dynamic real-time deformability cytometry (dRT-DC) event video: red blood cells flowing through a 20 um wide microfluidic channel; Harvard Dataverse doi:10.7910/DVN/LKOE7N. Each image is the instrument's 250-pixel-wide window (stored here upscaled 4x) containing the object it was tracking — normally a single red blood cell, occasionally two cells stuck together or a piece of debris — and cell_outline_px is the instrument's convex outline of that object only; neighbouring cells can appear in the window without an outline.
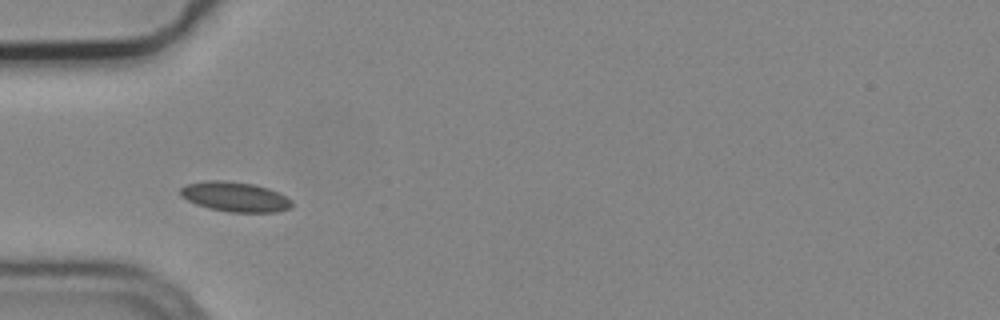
{"species": "common noctule bat (a hibernating species)", "species_latin": "Nyctalus noctula", "temperature_condition": "cold", "stored_images_in_passage": 6, "camera_frame_rate_fps": 3000, "um_per_image_px": 0.085, "animal": {"sex": "male", "body_mass_g": 19.2, "forearm_length_mm": 51.8}, "frame": {"image": 1, "passage_image": 3, "time_ms": 0.667, "image_size_px": [1000, 320], "cell_outline_px": [[292, 208], [276, 212], [228, 212], [208, 208], [196, 204], [180, 196], [180, 188], [184, 184], [204, 180], [224, 180], [252, 184], [268, 188], [292, 200]], "centroid_in_image_um": [19.94, 16.72], "position_along_channel_um": 65.1, "area_um2": 19.48}}
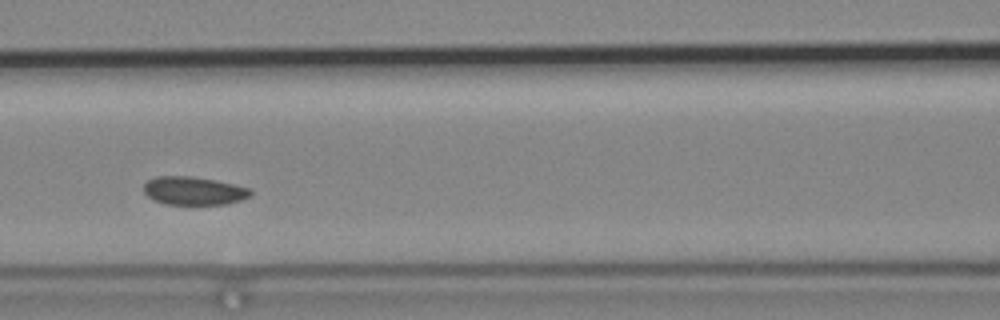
{"frame": {"image": 2, "passage_image": 5, "time_ms": 1.333, "image_size_px": [1000, 320], "cell_outline_px": [[252, 196], [228, 204], [164, 204], [152, 200], [144, 192], [144, 184], [148, 180], [156, 176], [192, 176], [252, 188]], "centroid_in_image_um": [16.47, 16.22], "position_along_channel_um": 150.1, "area_um2": 17.63}}
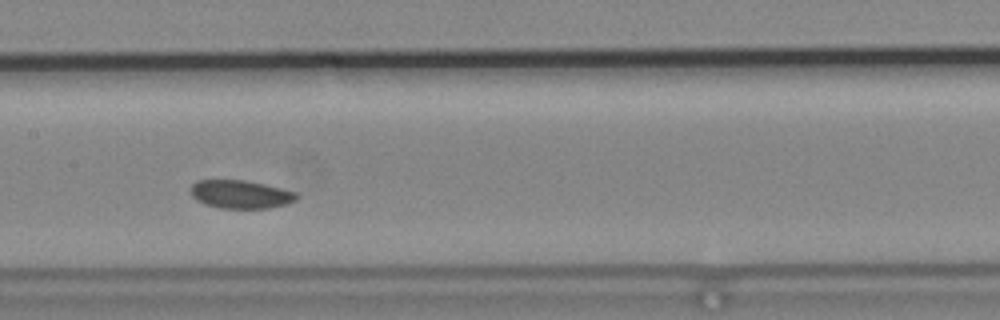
{"frame": {"image": 3, "passage_image": 6, "time_ms": 1.667, "image_size_px": [1000, 320], "cell_outline_px": [[300, 196], [296, 200], [288, 204], [268, 208], [220, 208], [204, 204], [196, 200], [192, 196], [192, 184], [196, 180], [244, 180], [264, 184], [296, 192]], "centroid_in_image_um": [20.47, 16.52], "position_along_channel_um": 186.9, "area_um2": 17.46}}